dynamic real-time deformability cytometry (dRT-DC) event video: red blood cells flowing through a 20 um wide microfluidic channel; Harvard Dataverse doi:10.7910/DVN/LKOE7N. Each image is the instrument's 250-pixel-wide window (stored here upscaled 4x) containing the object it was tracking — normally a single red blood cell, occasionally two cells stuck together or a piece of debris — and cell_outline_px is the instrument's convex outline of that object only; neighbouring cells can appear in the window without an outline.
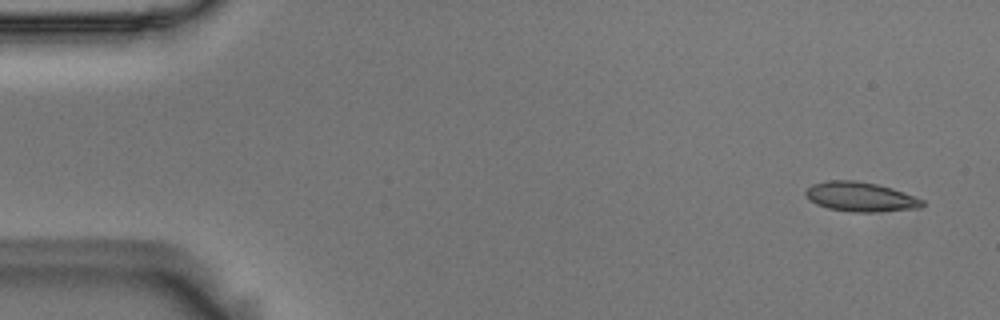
{"species": "Egyptian fruit bat (a non-hibernating species)", "species_latin": "Rousettus aegyptiacus", "temperature_condition": "room temperature", "stored_images_in_passage": 52, "camera_frame_rate_fps": 3000, "um_per_image_px": 0.085, "animal": {"sex": "male"}, "frame": {"image": 1, "passage_image": 1, "time_ms": 0.0, "image_size_px": [1000, 320], "cell_outline_px": [[924, 204], [920, 208], [872, 212], [852, 212], [828, 208], [816, 204], [808, 200], [804, 192], [812, 184], [828, 180], [852, 180], [876, 184], [892, 188], [904, 192], [924, 200]], "centroid_in_image_um": [73.12, 16.73], "position_along_channel_um": 11.9, "area_um2": 20.06}}
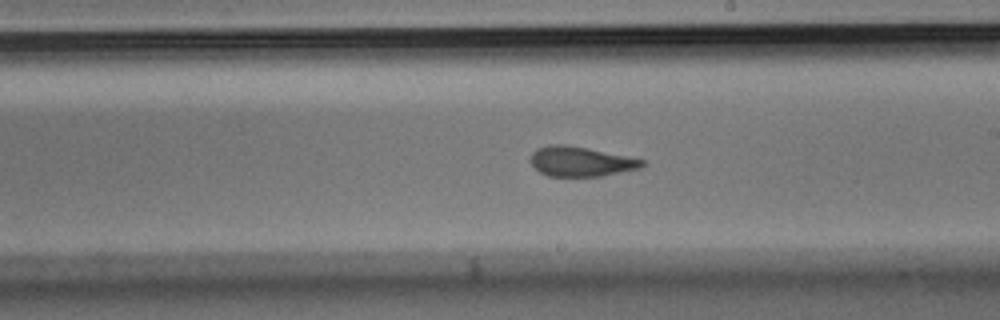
{"frame": {"image": 2, "passage_image": 29, "time_ms": 9.333, "image_size_px": [1000, 320], "cell_outline_px": [[644, 164], [640, 168], [600, 176], [548, 176], [540, 172], [528, 160], [532, 152], [536, 148], [548, 144], [564, 144], [644, 160]], "centroid_in_image_um": [49.27, 13.73], "position_along_channel_um": 239.7, "area_um2": 19.07}}
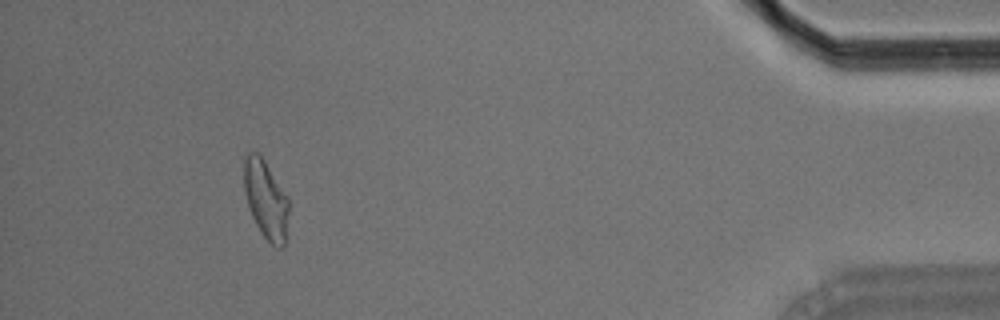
{"frame": {"image": 3, "passage_image": 48, "time_ms": 15.667, "image_size_px": [1000, 320], "cell_outline_px": [[288, 212], [284, 244], [280, 248], [276, 248], [264, 236], [256, 224], [252, 216], [248, 204], [244, 188], [244, 156], [248, 152], [256, 152], [264, 160], [288, 196]], "centroid_in_image_um": [22.59, 16.93], "position_along_channel_um": 412.6, "area_um2": 20.11}, "authors_computed_cell_mechanics": {"area_um2": 20.0566, "velocity_mm_per_s": 3.7069, "shape_relaxation_time_tau1_ms": null, "shape_relaxation_time_tau2_ms": 1.3051, "deformation_change_tau1": null, "deformation_change_tau2": 0.0642}}